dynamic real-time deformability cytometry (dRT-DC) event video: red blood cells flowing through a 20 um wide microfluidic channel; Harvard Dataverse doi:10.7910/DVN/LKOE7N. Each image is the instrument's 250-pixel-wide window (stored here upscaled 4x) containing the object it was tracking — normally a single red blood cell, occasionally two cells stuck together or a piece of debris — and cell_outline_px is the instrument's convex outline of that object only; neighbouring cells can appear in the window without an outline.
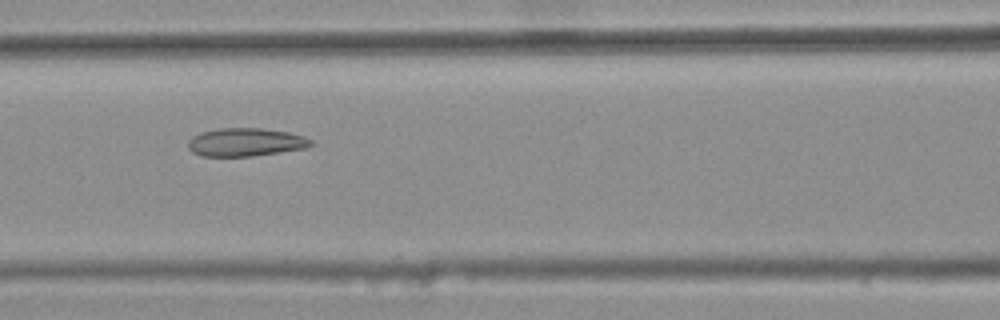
{"species": "common noctule bat (a hibernating species)", "species_latin": "Nyctalus noctula", "temperature_condition": "warm", "stored_images_in_passage": 5, "camera_frame_rate_fps": 3000, "um_per_image_px": 0.085, "animal": {"sex": "female", "body_mass_g": 25.1}, "frame": {"image": 1, "passage_image": 3, "time_ms": 0.667, "image_size_px": [1000, 320], "cell_outline_px": [[312, 144], [308, 148], [252, 156], [200, 156], [192, 152], [188, 148], [188, 140], [192, 136], [200, 132], [220, 128], [260, 128], [288, 132], [304, 136], [312, 140]], "centroid_in_image_um": [20.86, 12.09], "position_along_channel_um": 145.7, "area_um2": 20.29}}
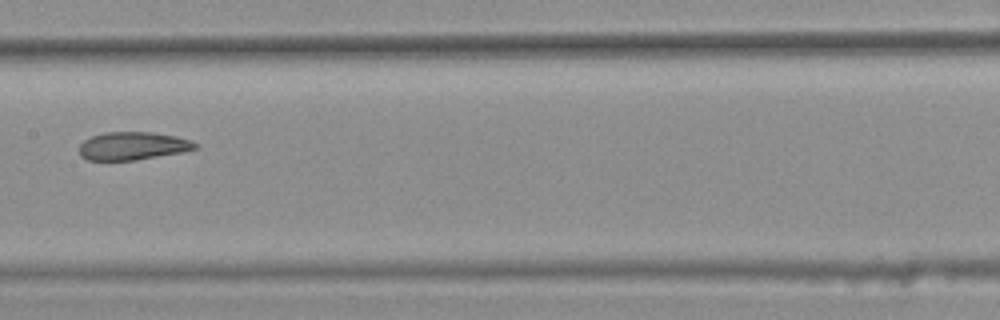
{"frame": {"image": 2, "passage_image": 4, "time_ms": 1.0, "image_size_px": [1000, 320], "cell_outline_px": [[200, 144], [196, 148], [180, 152], [136, 160], [88, 160], [80, 156], [80, 144], [84, 140], [92, 136], [104, 132], [152, 132], [176, 136], [192, 140]], "centroid_in_image_um": [11.29, 12.39], "position_along_channel_um": 196.1, "area_um2": 18.9}}
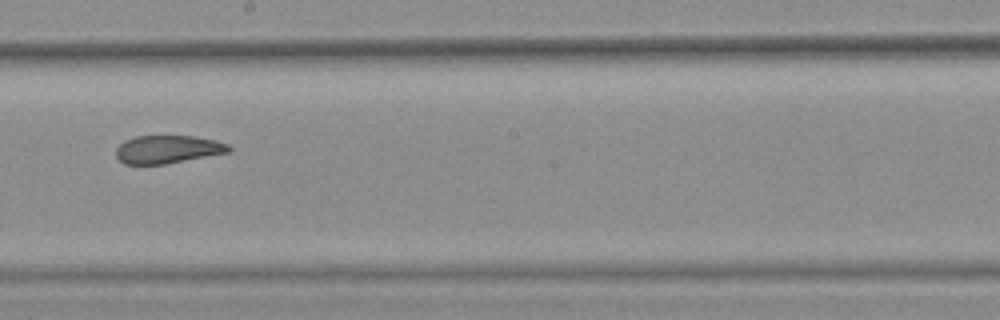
{"frame": {"image": 3, "passage_image": 5, "time_ms": 1.333, "image_size_px": [1000, 320], "cell_outline_px": [[232, 148], [228, 152], [164, 164], [124, 164], [116, 156], [116, 148], [124, 140], [136, 136], [192, 136], [216, 140], [228, 144]], "centroid_in_image_um": [14.23, 12.69], "position_along_channel_um": 234.0, "area_um2": 18.26}}